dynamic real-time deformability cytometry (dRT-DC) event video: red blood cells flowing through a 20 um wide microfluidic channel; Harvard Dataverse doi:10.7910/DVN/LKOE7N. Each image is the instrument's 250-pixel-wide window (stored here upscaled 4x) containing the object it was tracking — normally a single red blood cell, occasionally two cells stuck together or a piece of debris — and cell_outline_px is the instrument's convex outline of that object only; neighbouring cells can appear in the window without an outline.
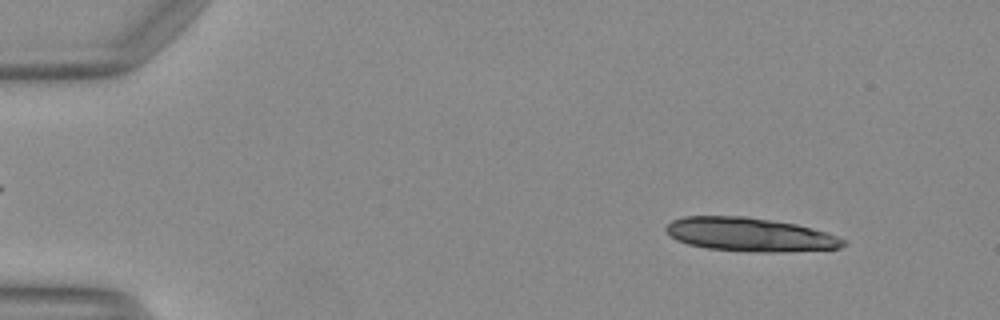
{"species": "Egyptian fruit bat (a non-hibernating species)", "species_latin": "Rousettus aegyptiacus", "temperature_condition": "warm", "stored_images_in_passage": 49, "camera_frame_rate_fps": 3000, "um_per_image_px": 0.085, "animal": {"sex": "female"}, "frame": {"image": 1, "passage_image": 5, "time_ms": 1.333, "image_size_px": [1000, 320], "cell_outline_px": [[848, 244], [840, 248], [780, 252], [760, 252], [708, 248], [688, 244], [676, 240], [664, 228], [672, 220], [684, 216], [748, 216], [796, 224], [812, 228], [836, 236], [844, 240]], "centroid_in_image_um": [63.74, 19.93], "position_along_channel_um": 21.3, "area_um2": 34.62}}
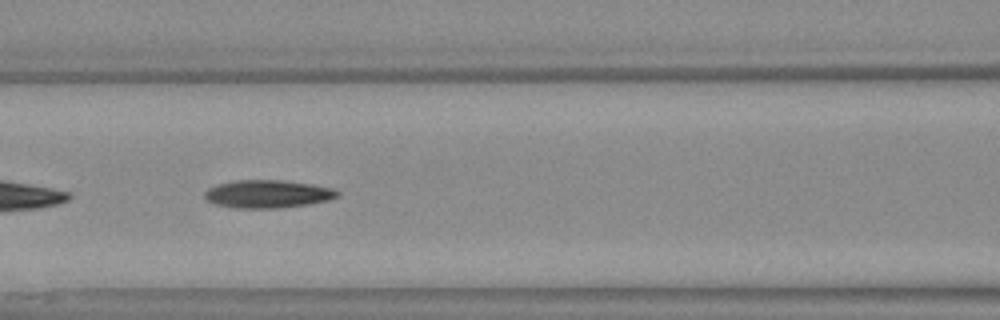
{"frame": {"image": 2, "passage_image": 22, "time_ms": 7.0, "image_size_px": [1000, 320], "cell_outline_px": [[340, 192], [336, 196], [328, 200], [308, 204], [276, 208], [236, 208], [216, 204], [208, 200], [204, 196], [204, 192], [208, 188], [220, 184], [236, 180], [280, 180], [308, 184], [332, 188]], "centroid_in_image_um": [22.72, 16.49], "position_along_channel_um": 143.9, "area_um2": 21.21}}
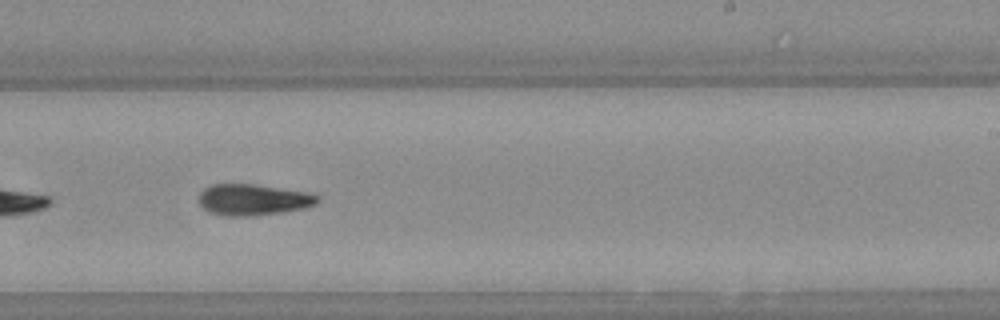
{"frame": {"image": 3, "passage_image": 31, "time_ms": 10.0, "image_size_px": [1000, 320], "cell_outline_px": [[320, 200], [316, 204], [300, 208], [280, 212], [248, 216], [228, 216], [212, 212], [204, 208], [200, 204], [200, 192], [204, 188], [212, 184], [256, 184], [304, 192], [320, 196]], "centroid_in_image_um": [21.5, 16.96], "position_along_channel_um": 267.5, "area_um2": 21.15}, "authors_computed_cell_mechanics": {"area_um2": 21.2126, "velocity_mm_per_s": 4.1424, "shape_relaxation_time_tau1_ms": 5.5097, "shape_relaxation_time_tau2_ms": 6.0116, "deformation_change_tau1": 0.1949, "deformation_change_tau2": 0.1674}}